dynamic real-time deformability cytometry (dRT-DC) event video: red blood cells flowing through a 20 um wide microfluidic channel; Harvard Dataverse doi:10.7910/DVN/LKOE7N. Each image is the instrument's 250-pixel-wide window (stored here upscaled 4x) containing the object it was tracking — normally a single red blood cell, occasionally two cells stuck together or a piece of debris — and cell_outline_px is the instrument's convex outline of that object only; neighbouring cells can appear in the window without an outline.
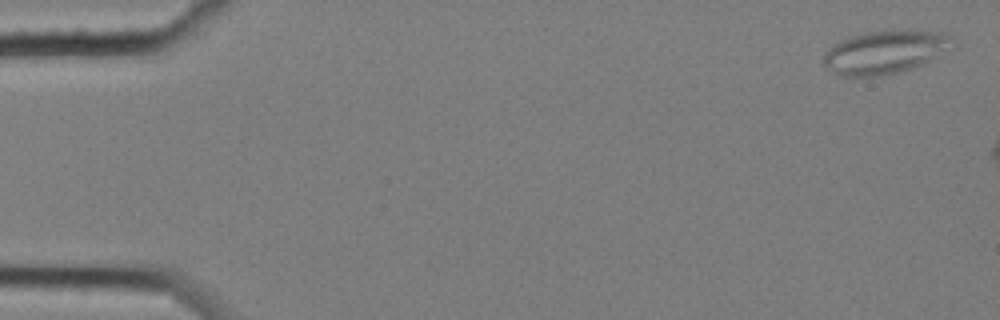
{"species": "common noctule bat (a hibernating species)", "species_latin": "Nyctalus noctula", "temperature_condition": "cold", "stored_images_in_passage": 3, "camera_frame_rate_fps": 3000, "um_per_image_px": 0.085, "animal": {"sex": "female", "body_mass_g": 25.1}, "frame": {"image": 1, "passage_image": 1, "time_ms": 0.0, "image_size_px": [1000, 320], "cell_outline_px": [[956, 48], [912, 68], [880, 76], [844, 76], [832, 72], [824, 64], [824, 52], [832, 44], [840, 40], [864, 32], [908, 28], [944, 32], [952, 36], [956, 44]], "centroid_in_image_um": [75.31, 4.38], "position_along_channel_um": 9.7, "area_um2": 33.29}}